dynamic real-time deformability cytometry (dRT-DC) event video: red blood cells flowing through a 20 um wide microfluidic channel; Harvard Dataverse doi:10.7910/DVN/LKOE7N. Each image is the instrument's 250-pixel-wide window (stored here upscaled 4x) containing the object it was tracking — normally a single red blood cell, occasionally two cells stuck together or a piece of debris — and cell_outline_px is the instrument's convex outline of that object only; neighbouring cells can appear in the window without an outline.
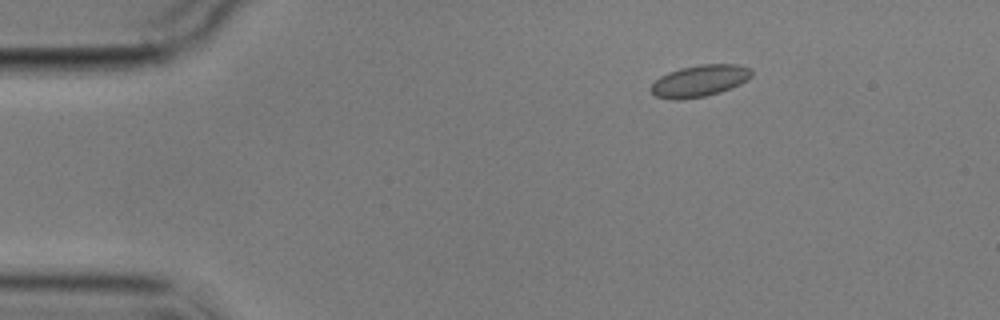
{"species": "common noctule bat (a hibernating species)", "species_latin": "Nyctalus noctula", "temperature_condition": "cold", "stored_images_in_passage": 7, "camera_frame_rate_fps": 3000, "um_per_image_px": 0.085, "animal": {"sex": "male", "body_mass_g": 17.9}, "frame": {"image": 1, "passage_image": 3, "time_ms": 2.333, "image_size_px": [1000, 320], "cell_outline_px": [[752, 76], [748, 80], [740, 84], [720, 92], [704, 96], [680, 100], [672, 100], [656, 96], [648, 88], [660, 76], [668, 72], [680, 68], [700, 64], [736, 64], [752, 68]], "centroid_in_image_um": [59.47, 6.87], "position_along_channel_um": 25.5, "area_um2": 18.73}}
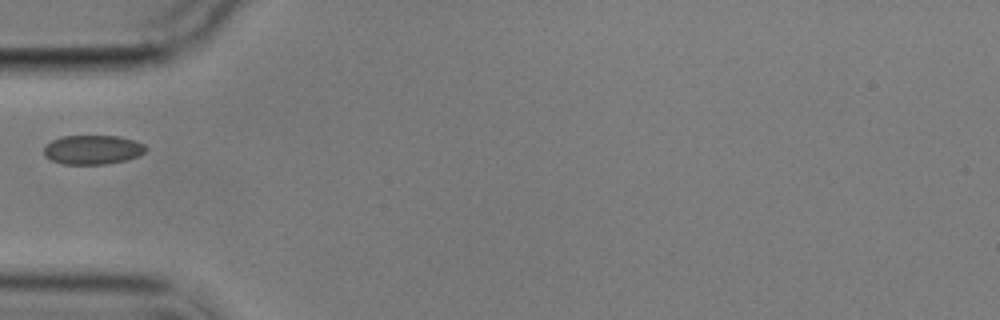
{"frame": {"image": 2, "passage_image": 6, "time_ms": 5.667, "image_size_px": [1000, 320], "cell_outline_px": [[148, 148], [140, 156], [128, 160], [104, 164], [64, 164], [52, 160], [44, 156], [44, 148], [52, 140], [60, 136], [120, 136], [136, 140], [144, 144]], "centroid_in_image_um": [7.92, 12.72], "position_along_channel_um": 77.1, "area_um2": 17.51}}
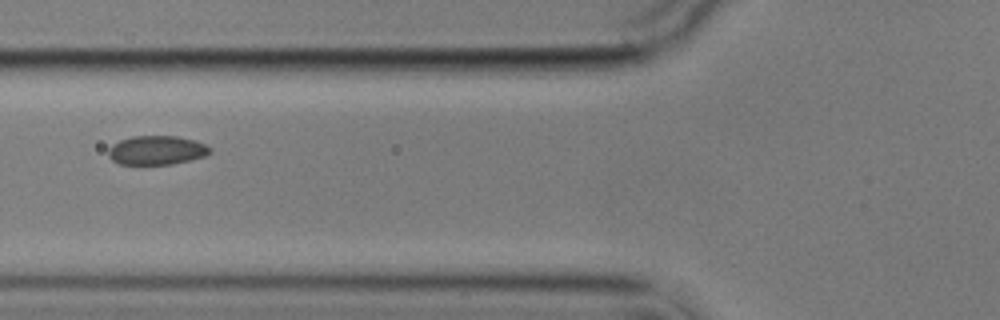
{"frame": {"image": 3, "passage_image": 7, "time_ms": 6.667, "image_size_px": [1000, 320], "cell_outline_px": [[212, 152], [204, 156], [172, 164], [120, 164], [112, 160], [108, 156], [108, 148], [112, 144], [120, 140], [132, 136], [176, 136], [196, 140], [212, 148]], "centroid_in_image_um": [13.31, 12.76], "position_along_channel_um": 112.5, "area_um2": 17.22}}